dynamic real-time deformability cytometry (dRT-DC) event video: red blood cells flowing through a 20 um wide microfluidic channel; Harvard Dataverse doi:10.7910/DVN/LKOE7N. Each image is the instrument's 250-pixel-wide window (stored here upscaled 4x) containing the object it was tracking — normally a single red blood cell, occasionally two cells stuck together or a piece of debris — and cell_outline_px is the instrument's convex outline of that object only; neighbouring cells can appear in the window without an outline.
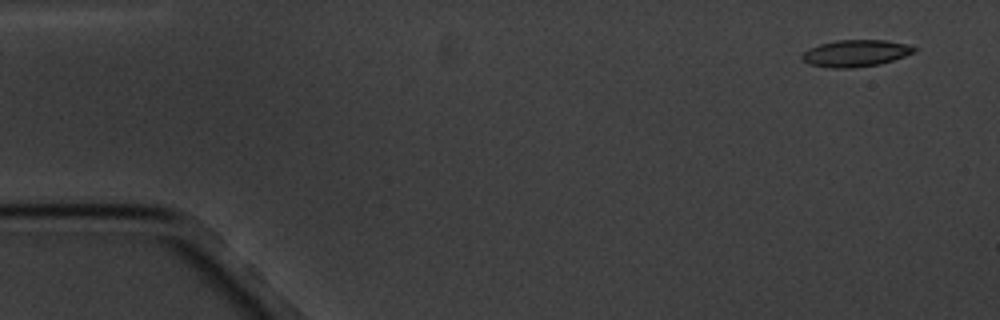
{"species": "common noctule bat (a hibernating species)", "species_latin": "Nyctalus noctula", "temperature_condition": "cold", "stored_images_in_passage": 6, "camera_frame_rate_fps": 3000, "um_per_image_px": 0.085, "animal": {"sex": "male", "body_mass_g": 20.1, "forearm_length_mm": 53.5}, "frame": {"image": 1, "passage_image": 1, "time_ms": 0.0, "image_size_px": [1000, 320], "cell_outline_px": [[916, 52], [880, 64], [852, 68], [832, 68], [808, 64], [800, 60], [800, 56], [808, 48], [820, 44], [836, 40], [884, 40], [908, 44], [916, 48]], "centroid_in_image_um": [72.69, 4.53], "position_along_channel_um": 12.3, "area_um2": 17.63}}
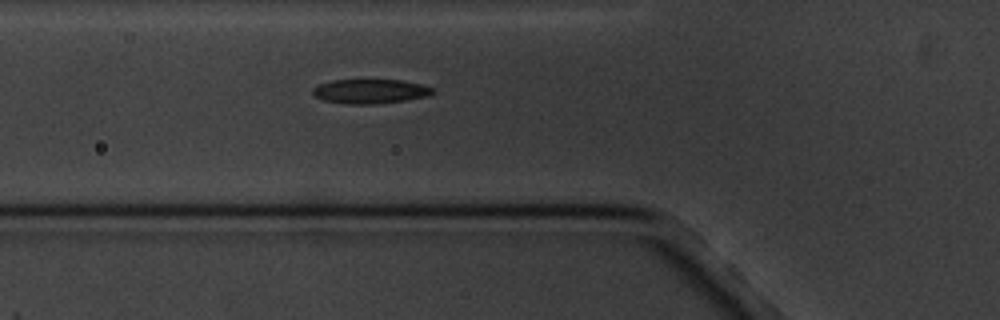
{"frame": {"image": 2, "passage_image": 6, "time_ms": 5.667, "image_size_px": [1000, 320], "cell_outline_px": [[436, 92], [428, 96], [404, 100], [376, 104], [348, 104], [324, 100], [312, 96], [312, 88], [316, 84], [332, 80], [400, 80], [420, 84], [432, 88]], "centroid_in_image_um": [31.41, 7.76], "position_along_channel_um": 94.4, "area_um2": 17.11}}